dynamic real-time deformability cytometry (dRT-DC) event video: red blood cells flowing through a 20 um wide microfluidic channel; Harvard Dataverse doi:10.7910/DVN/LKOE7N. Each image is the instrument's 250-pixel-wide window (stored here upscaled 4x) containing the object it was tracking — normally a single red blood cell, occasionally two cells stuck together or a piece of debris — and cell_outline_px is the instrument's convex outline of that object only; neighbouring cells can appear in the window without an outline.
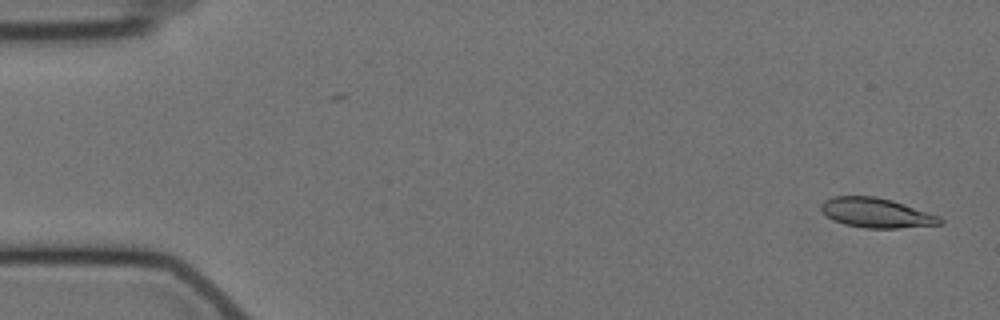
{"species": "Egyptian fruit bat (a non-hibernating species)", "species_latin": "Rousettus aegyptiacus", "temperature_condition": "cold", "stored_images_in_passage": 6, "camera_frame_rate_fps": 3000, "um_per_image_px": 0.085, "animal": {"sex": "female"}, "frame": {"image": 1, "passage_image": 1, "time_ms": 0.0, "image_size_px": [1000, 320], "cell_outline_px": [[944, 224], [900, 228], [864, 228], [844, 224], [828, 216], [820, 208], [820, 204], [824, 200], [832, 196], [876, 196], [892, 200], [940, 216], [944, 220]], "centroid_in_image_um": [74.52, 18.09], "position_along_channel_um": 10.5, "area_um2": 20.58}}
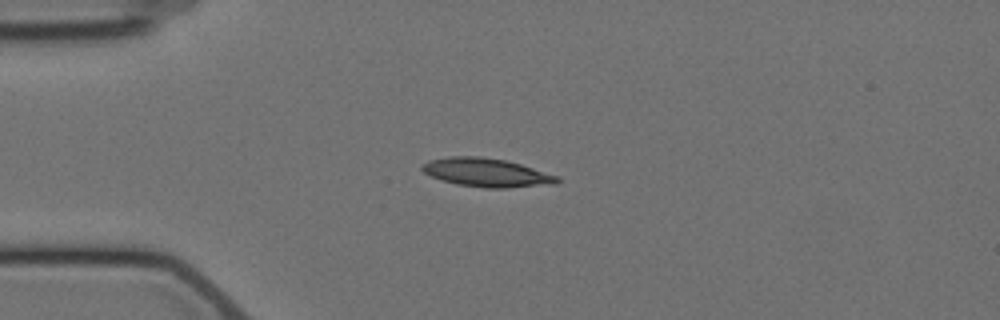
{"frame": {"image": 2, "passage_image": 4, "time_ms": 4.0, "image_size_px": [1000, 320], "cell_outline_px": [[560, 180], [556, 184], [508, 188], [484, 188], [456, 184], [440, 180], [424, 172], [420, 168], [420, 164], [428, 160], [448, 156], [480, 156], [504, 160], [520, 164], [560, 176]], "centroid_in_image_um": [41.34, 14.67], "position_along_channel_um": 43.7, "area_um2": 22.77}}
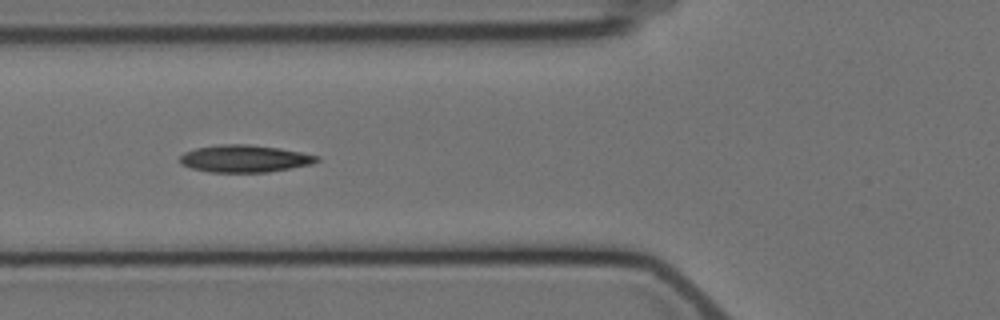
{"frame": {"image": 3, "passage_image": 6, "time_ms": 6.333, "image_size_px": [1000, 320], "cell_outline_px": [[320, 160], [312, 164], [268, 172], [208, 172], [192, 168], [180, 164], [180, 156], [184, 152], [196, 148], [220, 144], [248, 144], [280, 148], [320, 156]], "centroid_in_image_um": [20.79, 13.48], "position_along_channel_um": 105.0, "area_um2": 21.79}}